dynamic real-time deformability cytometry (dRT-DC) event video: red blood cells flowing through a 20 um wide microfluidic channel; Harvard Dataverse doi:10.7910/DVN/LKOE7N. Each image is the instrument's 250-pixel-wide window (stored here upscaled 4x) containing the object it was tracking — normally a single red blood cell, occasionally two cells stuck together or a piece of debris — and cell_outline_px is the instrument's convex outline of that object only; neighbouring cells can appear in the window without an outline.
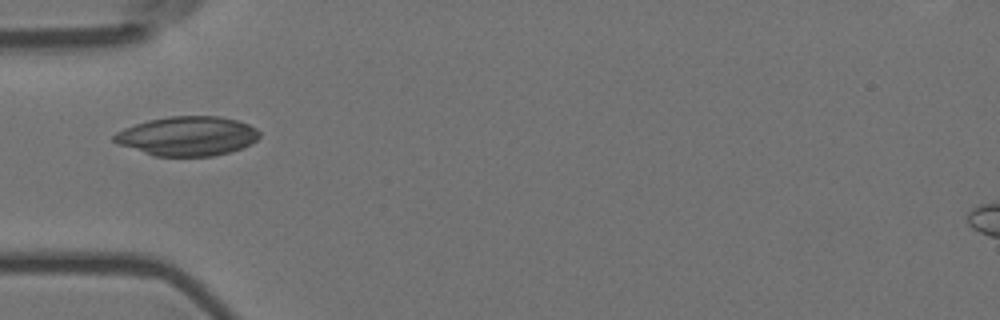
{"species": "Egyptian fruit bat (a non-hibernating species)", "species_latin": "Rousettus aegyptiacus", "temperature_condition": "room temperature", "stored_images_in_passage": 5, "camera_frame_rate_fps": 3000, "um_per_image_px": 0.085, "animal": {"sex": "female"}, "frame": {"image": 1, "passage_image": 4, "time_ms": 1.0, "image_size_px": [1000, 320], "cell_outline_px": [[260, 136], [252, 144], [228, 152], [212, 156], [156, 156], [120, 144], [112, 140], [112, 136], [116, 132], [124, 128], [148, 120], [168, 116], [220, 116], [236, 120], [248, 124], [256, 128], [260, 132]], "centroid_in_image_um": [15.95, 11.55], "position_along_channel_um": 69.0, "area_um2": 33.12}}
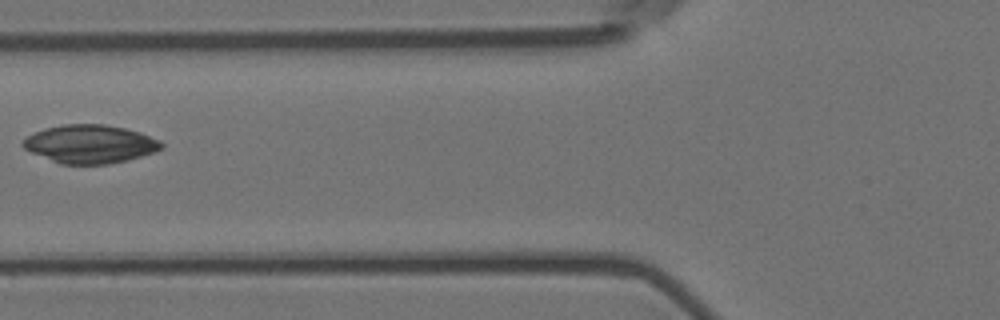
{"frame": {"image": 2, "passage_image": 5, "time_ms": 1.333, "image_size_px": [1000, 320], "cell_outline_px": [[164, 148], [156, 152], [108, 164], [60, 164], [32, 152], [24, 148], [20, 144], [28, 136], [44, 128], [64, 124], [104, 124], [124, 128], [140, 132], [160, 140], [164, 144]], "centroid_in_image_um": [7.68, 12.23], "position_along_channel_um": 118.1, "area_um2": 30.81}}